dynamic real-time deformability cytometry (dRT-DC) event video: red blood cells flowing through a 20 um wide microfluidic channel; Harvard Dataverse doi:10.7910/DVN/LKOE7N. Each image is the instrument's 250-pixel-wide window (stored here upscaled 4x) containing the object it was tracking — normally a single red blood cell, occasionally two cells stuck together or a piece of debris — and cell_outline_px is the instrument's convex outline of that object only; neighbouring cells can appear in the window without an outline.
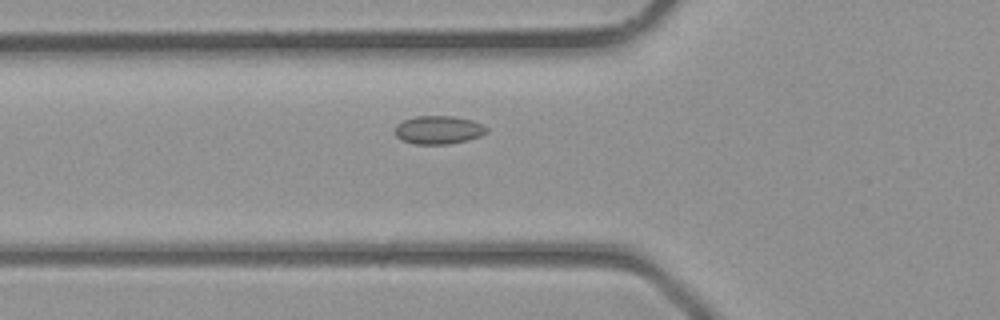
{"species": "common noctule bat (a hibernating species)", "species_latin": "Nyctalus noctula", "temperature_condition": "room temperature", "stored_images_in_passage": 27, "camera_frame_rate_fps": 3000, "um_per_image_px": 0.085, "animal": {"sex": "male", "body_mass_g": 23.1, "forearm_length_mm": 52.7}, "frame": {"image": 1, "passage_image": 2, "time_ms": 0.333, "image_size_px": [1000, 320], "cell_outline_px": [[488, 132], [480, 136], [468, 140], [448, 144], [416, 144], [400, 140], [396, 136], [396, 124], [404, 120], [416, 116], [452, 116], [472, 120], [488, 128]], "centroid_in_image_um": [37.27, 11.05], "position_along_channel_um": 88.5, "area_um2": 15.09}}
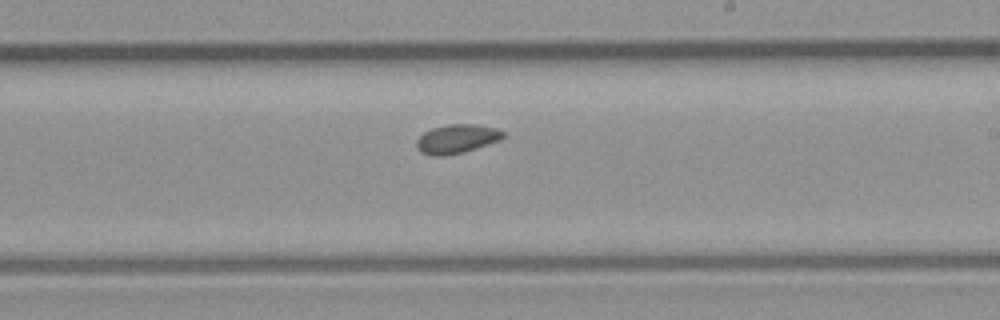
{"frame": {"image": 2, "passage_image": 11, "time_ms": 3.333, "image_size_px": [1000, 320], "cell_outline_px": [[504, 136], [500, 140], [464, 152], [444, 156], [432, 156], [420, 152], [416, 148], [416, 140], [424, 132], [432, 128], [448, 124], [476, 124], [496, 128], [504, 132]], "centroid_in_image_um": [38.8, 11.81], "position_along_channel_um": 250.2, "area_um2": 14.68}}
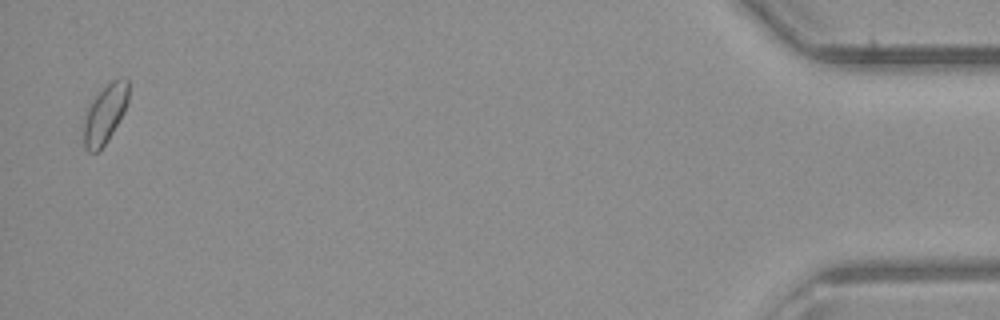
{"frame": {"image": 3, "passage_image": 26, "time_ms": 8.333, "image_size_px": [1000, 320], "cell_outline_px": [[128, 100], [124, 112], [120, 120], [108, 140], [100, 152], [88, 152], [84, 148], [84, 120], [88, 108], [92, 100], [104, 84], [112, 80], [128, 80]], "centroid_in_image_um": [8.91, 9.72], "position_along_channel_um": 426.3, "area_um2": 15.37}}